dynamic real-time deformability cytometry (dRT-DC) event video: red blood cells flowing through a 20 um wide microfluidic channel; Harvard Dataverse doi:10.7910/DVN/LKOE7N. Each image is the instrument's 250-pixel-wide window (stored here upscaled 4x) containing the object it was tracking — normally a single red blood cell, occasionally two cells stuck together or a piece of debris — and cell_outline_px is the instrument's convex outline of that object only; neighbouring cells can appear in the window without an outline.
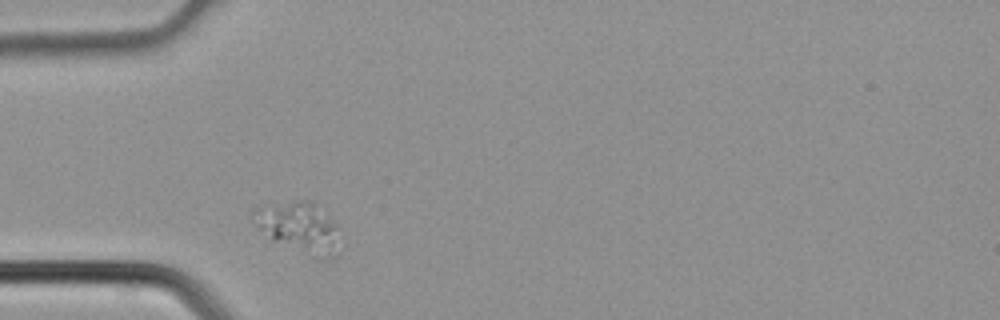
{"species": "common noctule bat (a hibernating species)", "species_latin": "Nyctalus noctula", "temperature_condition": "cold", "stored_images_in_passage": 2, "camera_frame_rate_fps": 3000, "um_per_image_px": 0.085, "animal": {"sex": "male", "body_mass_g": 21.5, "forearm_length_mm": 52.0}, "frame": {"image": 1, "passage_image": 1, "time_ms": 0.0, "image_size_px": [1000, 320], "cell_outline_px": [[344, 236], [336, 240], [308, 244], [304, 244], [272, 240], [256, 228], [252, 212], [256, 208], [296, 200], [308, 200], [328, 216], [336, 224]], "centroid_in_image_um": [25.16, 18.96], "position_along_channel_um": 59.8, "area_um2": 20.69}}
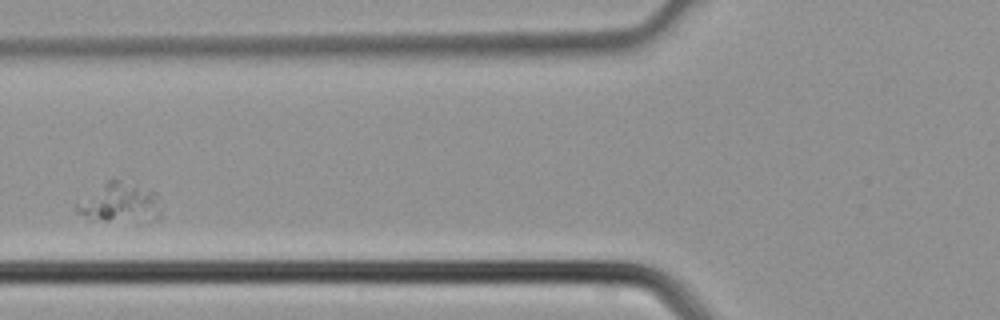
{"frame": {"image": 2, "passage_image": 2, "time_ms": 0.333, "image_size_px": [1000, 320], "cell_outline_px": [[156, 196], [152, 204], [108, 220], [92, 220], [76, 212], [76, 208], [108, 180], [116, 180], [156, 192]], "centroid_in_image_um": [9.79, 17.07], "position_along_channel_um": 116.0, "area_um2": 14.57}}